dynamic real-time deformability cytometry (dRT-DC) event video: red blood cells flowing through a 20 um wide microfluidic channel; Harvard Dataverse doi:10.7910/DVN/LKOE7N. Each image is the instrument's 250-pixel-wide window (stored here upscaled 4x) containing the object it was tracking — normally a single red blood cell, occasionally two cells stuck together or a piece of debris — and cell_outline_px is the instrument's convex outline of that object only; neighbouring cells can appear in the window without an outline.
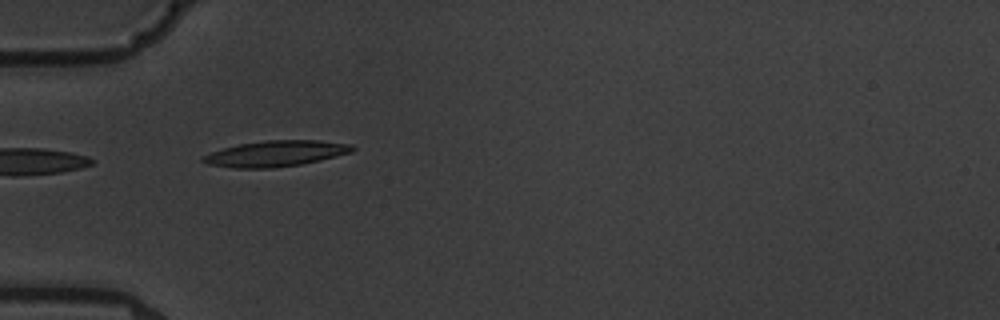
{"species": "common noctule bat (a hibernating species)", "species_latin": "Nyctalus noctula", "temperature_condition": "warm", "stored_images_in_passage": 7, "camera_frame_rate_fps": 3000, "um_per_image_px": 0.085, "animal": {"sex": "male", "body_mass_g": 19.5, "forearm_length_mm": 54.6}, "frame": {"image": 1, "passage_image": 6, "time_ms": 6.0, "image_size_px": [1000, 320], "cell_outline_px": [[356, 148], [352, 152], [320, 160], [300, 164], [272, 168], [232, 168], [208, 164], [200, 160], [200, 156], [224, 148], [240, 144], [264, 140], [320, 140], [352, 144]], "centroid_in_image_um": [23.44, 13.05], "position_along_channel_um": 61.6, "area_um2": 22.54}}